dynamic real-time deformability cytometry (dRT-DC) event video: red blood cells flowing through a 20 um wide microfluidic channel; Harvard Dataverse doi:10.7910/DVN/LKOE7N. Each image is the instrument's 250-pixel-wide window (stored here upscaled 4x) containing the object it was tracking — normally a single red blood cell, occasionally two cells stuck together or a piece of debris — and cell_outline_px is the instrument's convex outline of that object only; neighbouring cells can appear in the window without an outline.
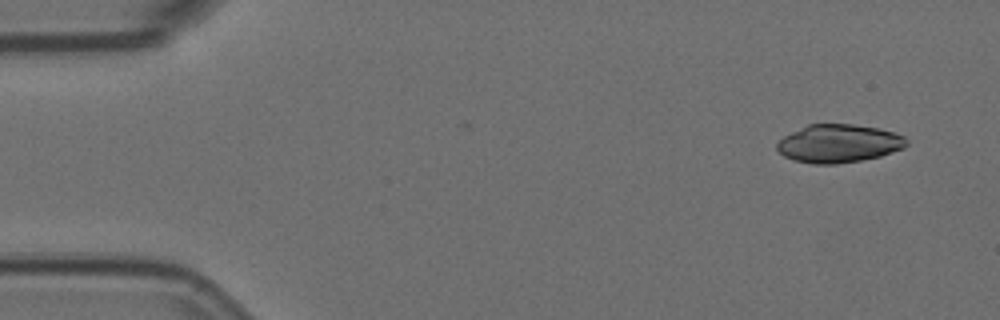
{"species": "Egyptian fruit bat (a non-hibernating species)", "species_latin": "Rousettus aegyptiacus", "temperature_condition": "room temperature", "stored_images_in_passage": 4, "camera_frame_rate_fps": 3000, "um_per_image_px": 0.085, "animal": {"sex": "female"}, "frame": {"image": 1, "passage_image": 2, "time_ms": 0.333, "image_size_px": [1000, 320], "cell_outline_px": [[908, 144], [904, 148], [880, 156], [860, 160], [836, 164], [816, 164], [792, 160], [784, 156], [776, 148], [776, 144], [784, 136], [808, 124], [852, 124], [876, 128], [892, 132], [904, 136], [908, 140]], "centroid_in_image_um": [71.29, 12.2], "position_along_channel_um": 13.7, "area_um2": 28.67}}